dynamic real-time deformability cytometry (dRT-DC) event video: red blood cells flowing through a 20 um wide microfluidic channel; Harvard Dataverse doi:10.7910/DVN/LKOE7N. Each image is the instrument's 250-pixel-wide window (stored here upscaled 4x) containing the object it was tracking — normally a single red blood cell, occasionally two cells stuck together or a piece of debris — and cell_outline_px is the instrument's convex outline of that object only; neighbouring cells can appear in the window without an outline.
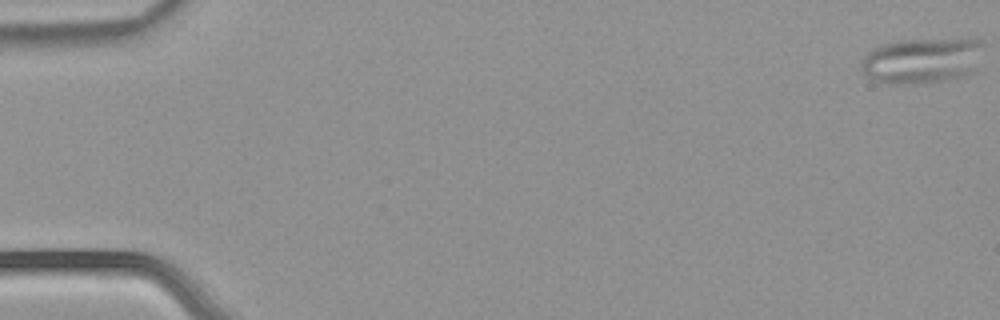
{"species": "common noctule bat (a hibernating species)", "species_latin": "Nyctalus noctula", "temperature_condition": "warm", "stored_images_in_passage": 54, "camera_frame_rate_fps": 3000, "um_per_image_px": 0.085, "animal": {"sex": "male", "body_mass_g": 21.5, "forearm_length_mm": 52.0}, "frame": {"image": 1, "passage_image": 1, "time_ms": 0.0, "image_size_px": [1000, 320], "cell_outline_px": [[984, 44], [976, 72], [956, 80], [928, 84], [892, 84], [872, 80], [860, 72], [860, 68], [864, 56], [872, 48], [880, 44], [896, 40], [984, 40]], "centroid_in_image_um": [78.37, 5.19], "position_along_channel_um": 6.6, "area_um2": 33.47}}
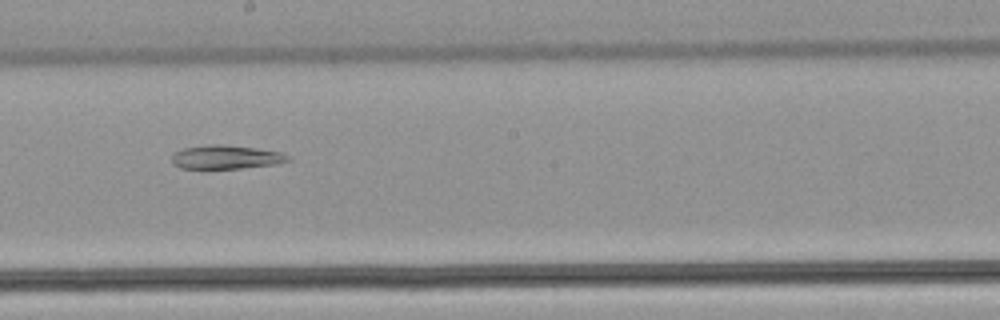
{"frame": {"image": 2, "passage_image": 31, "time_ms": 10.0, "image_size_px": [1000, 320], "cell_outline_px": [[292, 160], [276, 164], [240, 168], [180, 168], [172, 164], [172, 152], [184, 148], [208, 144], [220, 144], [256, 148], [280, 152], [288, 156]], "centroid_in_image_um": [19.17, 13.35], "position_along_channel_um": 229.0, "area_um2": 16.07}}
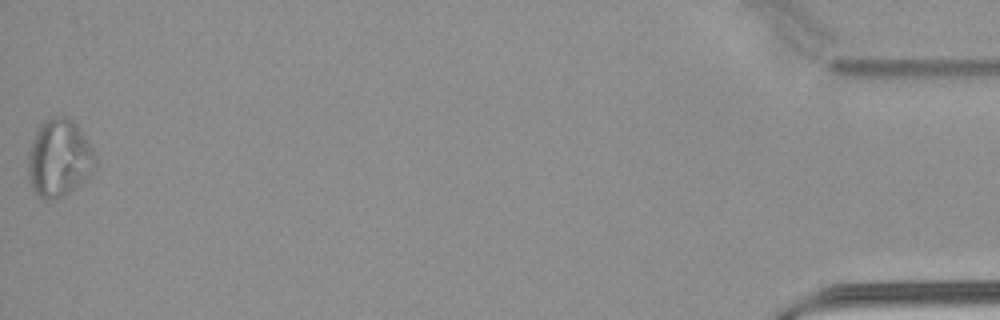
{"frame": {"image": 3, "passage_image": 54, "time_ms": 17.667, "image_size_px": [1000, 320], "cell_outline_px": [[96, 164], [88, 180], [64, 196], [52, 200], [40, 200], [32, 184], [28, 172], [28, 156], [32, 140], [36, 128], [44, 120], [52, 116], [64, 116], [72, 120], [76, 124], [92, 148], [96, 156]], "centroid_in_image_um": [5.04, 13.46], "position_along_channel_um": 430.2, "area_um2": 30.63}}